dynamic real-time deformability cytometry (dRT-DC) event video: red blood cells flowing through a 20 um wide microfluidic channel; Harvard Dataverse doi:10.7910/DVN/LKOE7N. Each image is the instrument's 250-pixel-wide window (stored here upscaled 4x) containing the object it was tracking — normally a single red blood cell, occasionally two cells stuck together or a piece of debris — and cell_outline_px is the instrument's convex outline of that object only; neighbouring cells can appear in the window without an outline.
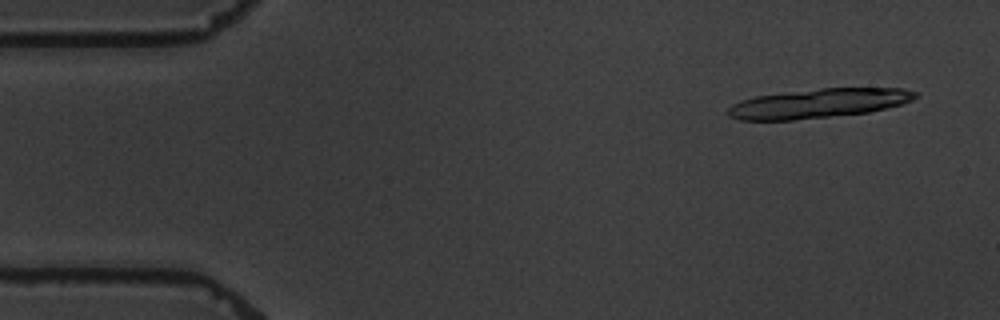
{"species": "common noctule bat (a hibernating species)", "species_latin": "Nyctalus noctula", "temperature_condition": "warm", "stored_images_in_passage": 5, "camera_frame_rate_fps": 3000, "um_per_image_px": 0.085, "animal": {"sex": "male", "body_mass_g": 19.5, "forearm_length_mm": 54.6}, "frame": {"image": 1, "passage_image": 1, "time_ms": 0.0, "image_size_px": [1000, 320], "cell_outline_px": [[920, 96], [912, 100], [900, 104], [868, 112], [792, 120], [740, 120], [728, 116], [728, 108], [732, 104], [740, 100], [756, 96], [820, 88], [904, 88], [920, 92]], "centroid_in_image_um": [69.59, 8.77], "position_along_channel_um": 15.4, "area_um2": 31.85}}
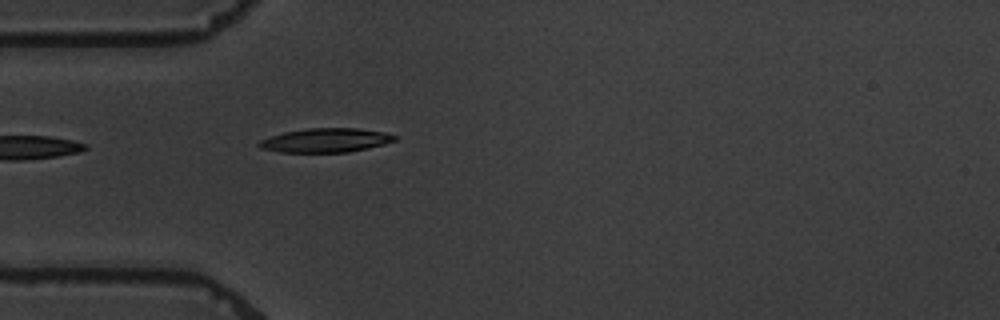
{"frame": {"image": 2, "passage_image": 5, "time_ms": 4.333, "image_size_px": [1000, 320], "cell_outline_px": [[396, 140], [384, 144], [368, 148], [348, 152], [280, 152], [260, 148], [256, 144], [260, 140], [284, 132], [308, 128], [356, 128], [384, 132], [396, 136]], "centroid_in_image_um": [27.67, 11.92], "position_along_channel_um": 57.3, "area_um2": 18.9}}